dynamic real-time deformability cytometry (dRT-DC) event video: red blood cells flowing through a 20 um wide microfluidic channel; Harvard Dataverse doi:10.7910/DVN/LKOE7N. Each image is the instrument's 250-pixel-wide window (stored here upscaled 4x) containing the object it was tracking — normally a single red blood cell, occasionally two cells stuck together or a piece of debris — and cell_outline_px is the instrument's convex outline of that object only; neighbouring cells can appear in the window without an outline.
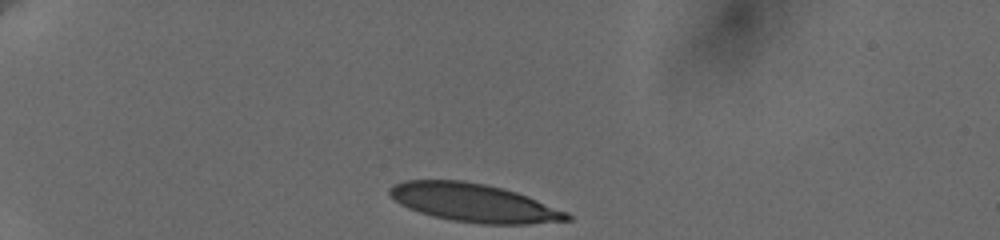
{"species": "human", "species_latin": "Homo sapiens", "temperature_condition": "cold", "stored_images_in_passage": 17, "camera_frame_rate_fps": 3000, "um_per_image_px": 0.085, "donor": {"sex": "female"}, "frame": {"image": 1, "passage_image": 1, "time_ms": 0.0, "image_size_px": [1000, 240], "cell_outline_px": [[572, 220], [528, 224], [484, 224], [452, 220], [432, 216], [408, 208], [400, 204], [388, 192], [388, 188], [392, 184], [404, 180], [464, 180], [504, 188], [528, 196], [568, 212], [572, 216]], "centroid_in_image_um": [40.28, 17.23], "position_along_channel_um": 44.7, "area_um2": 39.65}}
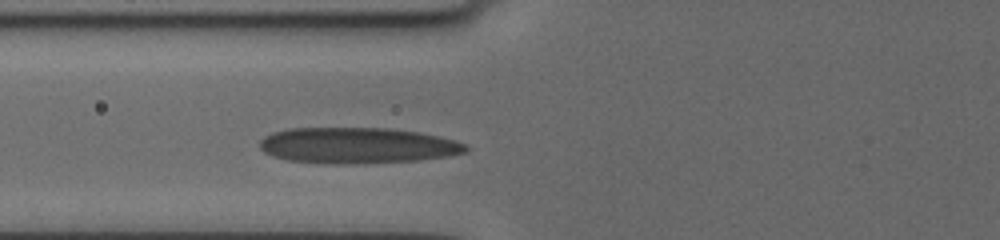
{"frame": {"image": 2, "passage_image": 14, "time_ms": 3.0, "image_size_px": [1000, 240], "cell_outline_px": [[468, 152], [448, 156], [416, 160], [356, 164], [332, 164], [288, 160], [272, 156], [264, 152], [260, 148], [260, 140], [264, 136], [272, 132], [288, 128], [384, 128], [420, 132], [440, 136], [456, 140], [464, 144], [468, 148]], "centroid_in_image_um": [30.37, 12.36], "position_along_channel_um": 95.4, "area_um2": 43.35}}